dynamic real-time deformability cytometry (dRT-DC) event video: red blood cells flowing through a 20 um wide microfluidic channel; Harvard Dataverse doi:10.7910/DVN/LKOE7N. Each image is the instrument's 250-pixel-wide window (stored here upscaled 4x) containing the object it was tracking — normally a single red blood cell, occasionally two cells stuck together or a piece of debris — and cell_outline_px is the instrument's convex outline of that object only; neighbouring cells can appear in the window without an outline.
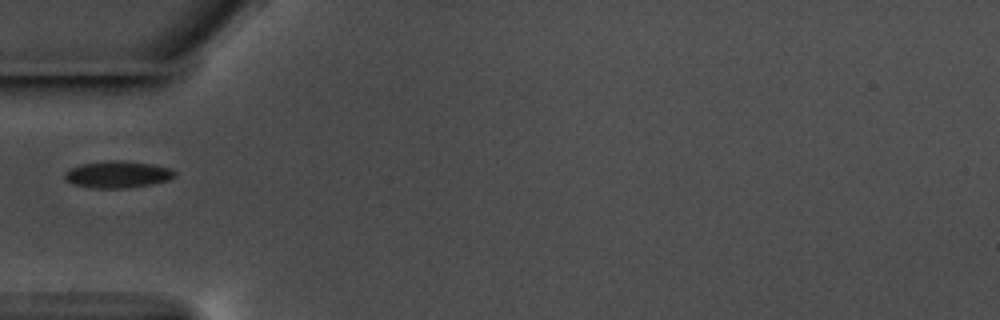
{"species": "common noctule bat (a hibernating species)", "species_latin": "Nyctalus noctula", "temperature_condition": "warm", "stored_images_in_passage": 23, "camera_frame_rate_fps": 3000, "um_per_image_px": 0.085, "animal": {"sex": "male", "body_mass_g": 17.5, "forearm_length_mm": 52.3}, "frame": {"image": 1, "passage_image": 1, "time_ms": 0.0, "image_size_px": [1000, 320], "cell_outline_px": [[176, 176], [168, 180], [152, 184], [124, 188], [92, 188], [72, 184], [64, 180], [64, 172], [68, 168], [80, 164], [112, 160], [120, 160], [152, 164], [172, 168], [176, 172]], "centroid_in_image_um": [9.97, 14.82], "position_along_channel_um": 75.0, "area_um2": 17.46}}
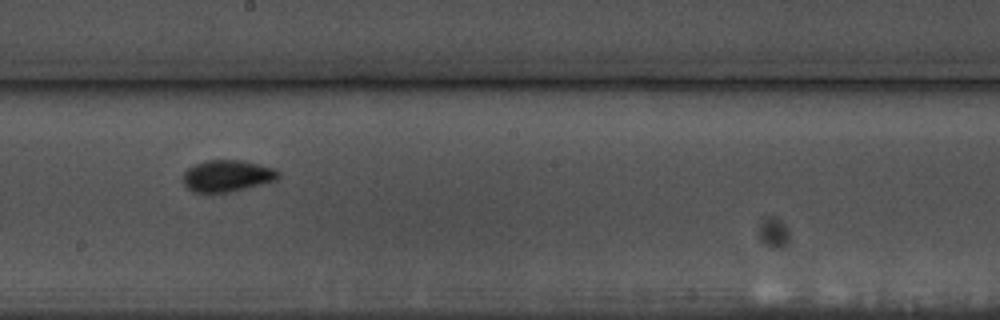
{"frame": {"image": 2, "passage_image": 14, "time_ms": 4.333, "image_size_px": [1000, 320], "cell_outline_px": [[280, 176], [276, 180], [232, 192], [192, 192], [180, 180], [184, 172], [192, 164], [208, 160], [240, 160], [272, 168], [280, 172]], "centroid_in_image_um": [19.25, 14.95], "position_along_channel_um": 228.9, "area_um2": 17.63}}
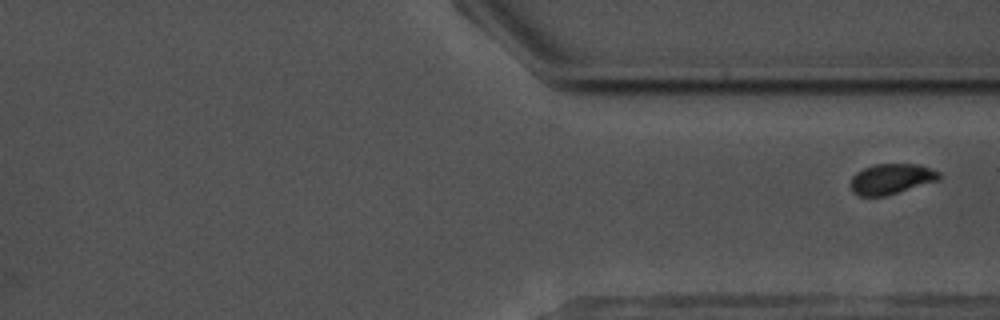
{"frame": {"image": 3, "passage_image": 23, "time_ms": 7.333, "image_size_px": [1000, 320], "cell_outline_px": [[940, 180], [884, 196], [860, 196], [852, 192], [848, 184], [852, 176], [856, 172], [864, 168], [876, 164], [920, 164], [940, 172]], "centroid_in_image_um": [75.73, 15.21], "position_along_channel_um": 335.7, "area_um2": 15.84}}